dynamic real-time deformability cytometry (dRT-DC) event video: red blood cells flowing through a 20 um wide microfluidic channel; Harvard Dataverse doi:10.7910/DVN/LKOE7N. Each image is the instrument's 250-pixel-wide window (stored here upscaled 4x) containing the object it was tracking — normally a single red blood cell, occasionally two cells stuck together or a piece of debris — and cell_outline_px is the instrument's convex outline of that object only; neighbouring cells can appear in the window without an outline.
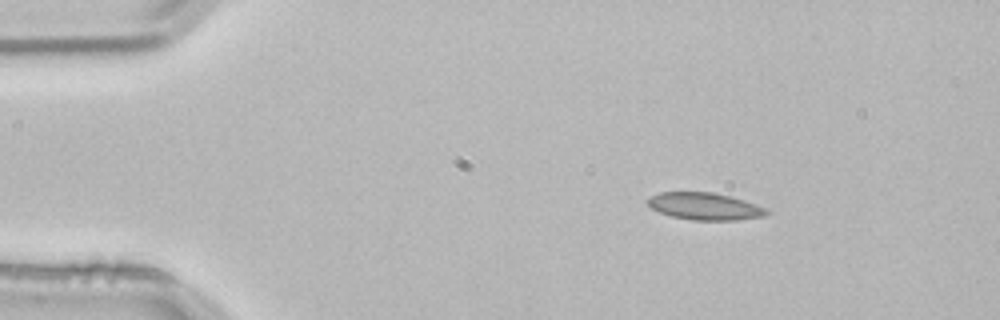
{"species": "common noctule bat (a hibernating species)", "species_latin": "Nyctalus noctula", "temperature_condition": "room temperature", "stored_images_in_passage": 3, "camera_frame_rate_fps": 3000, "um_per_image_px": 0.085, "animal": {"sex": "male", "body_mass_g": 21.5, "forearm_length_mm": 52.0}, "frame": {"image": 1, "passage_image": 1, "time_ms": 0.0, "image_size_px": [1000, 320], "cell_outline_px": [[772, 212], [764, 216], [736, 220], [692, 220], [672, 216], [660, 212], [652, 208], [648, 204], [648, 196], [660, 192], [712, 192], [744, 200], [768, 208]], "centroid_in_image_um": [59.94, 17.53], "position_along_channel_um": 25.1, "area_um2": 18.84}}
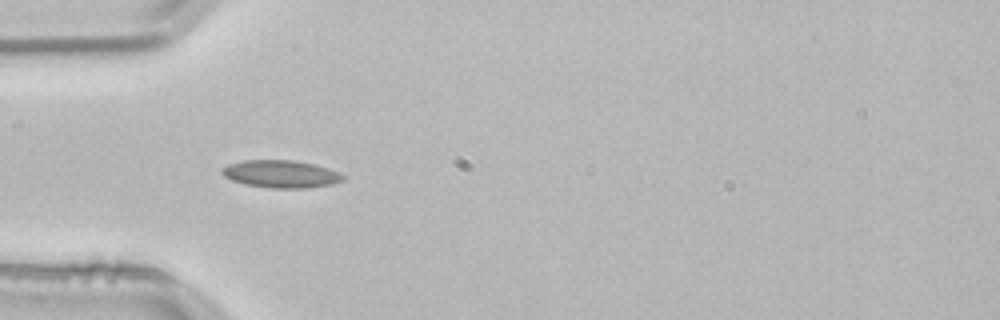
{"frame": {"image": 2, "passage_image": 3, "time_ms": 0.667, "image_size_px": [1000, 320], "cell_outline_px": [[344, 180], [332, 184], [308, 188], [268, 188], [244, 184], [232, 180], [224, 176], [220, 172], [228, 164], [244, 160], [292, 160], [312, 164], [336, 172], [344, 176]], "centroid_in_image_um": [23.83, 14.8], "position_along_channel_um": 61.2, "area_um2": 19.19}}